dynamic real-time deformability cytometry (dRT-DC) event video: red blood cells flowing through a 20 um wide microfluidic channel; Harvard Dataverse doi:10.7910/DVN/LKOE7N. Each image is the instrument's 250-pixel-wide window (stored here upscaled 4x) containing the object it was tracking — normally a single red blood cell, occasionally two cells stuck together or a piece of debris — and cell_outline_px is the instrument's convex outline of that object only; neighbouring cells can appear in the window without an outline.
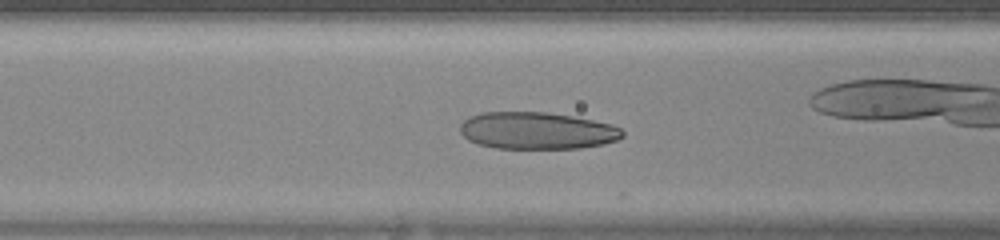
{"species": "human", "species_latin": "Homo sapiens", "temperature_condition": "warm", "stored_images_in_passage": 39, "camera_frame_rate_fps": 3000, "um_per_image_px": 0.085, "donor": {"sex": "female"}, "frame": {"image": 1, "passage_image": 13, "time_ms": 4.0, "image_size_px": [1000, 240], "cell_outline_px": [[624, 136], [616, 140], [604, 144], [580, 148], [496, 148], [480, 144], [468, 140], [460, 132], [460, 124], [468, 116], [484, 112], [548, 112], [572, 116], [612, 124], [620, 128], [624, 132]], "centroid_in_image_um": [45.64, 11.1], "position_along_channel_um": 121.0, "area_um2": 35.08}}
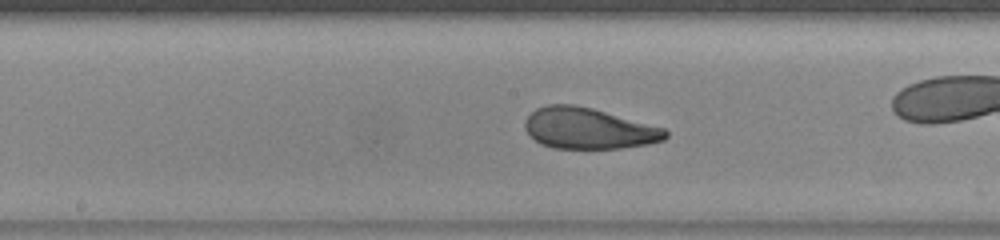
{"frame": {"image": 2, "passage_image": 18, "time_ms": 5.667, "image_size_px": [1000, 240], "cell_outline_px": [[668, 136], [664, 140], [648, 144], [620, 148], [552, 148], [540, 144], [524, 128], [524, 120], [536, 108], [548, 104], [572, 104], [592, 108], [664, 128], [668, 132]], "centroid_in_image_um": [50.01, 10.91], "position_along_channel_um": 198.2, "area_um2": 33.47}}
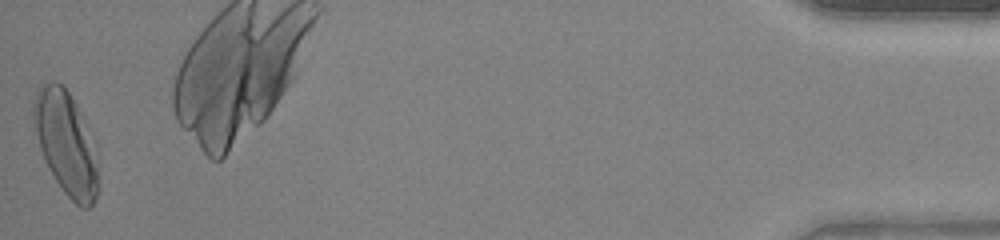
{"frame": {"image": 3, "passage_image": 39, "time_ms": 12.667, "image_size_px": [1000, 240], "cell_outline_px": [[100, 188], [96, 200], [88, 208], [80, 208], [64, 192], [56, 180], [40, 148], [36, 132], [32, 112], [32, 100], [36, 92], [44, 84], [52, 80], [56, 80], [68, 92], [76, 104], [80, 112], [96, 168]], "centroid_in_image_um": [5.56, 12.18], "position_along_channel_um": 429.6, "area_um2": 37.34}}